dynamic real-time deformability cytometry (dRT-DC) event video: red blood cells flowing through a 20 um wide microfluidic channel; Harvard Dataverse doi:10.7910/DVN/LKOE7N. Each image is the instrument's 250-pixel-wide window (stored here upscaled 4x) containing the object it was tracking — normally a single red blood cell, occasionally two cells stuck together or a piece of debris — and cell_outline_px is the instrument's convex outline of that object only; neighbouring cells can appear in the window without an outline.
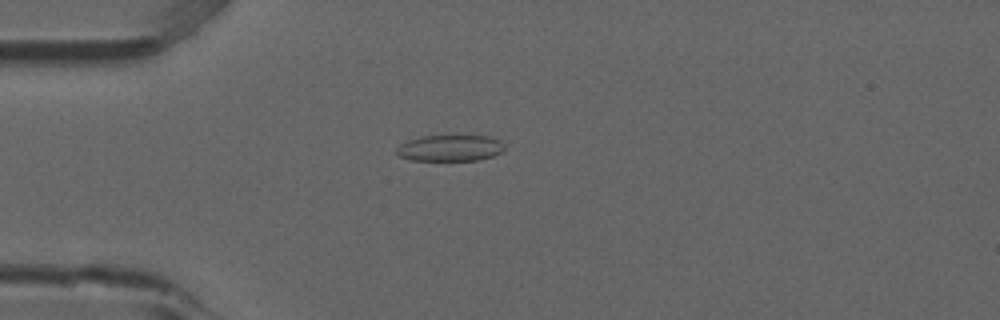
{"species": "common noctule bat (a hibernating species)", "species_latin": "Nyctalus noctula", "temperature_condition": "room temperature", "stored_images_in_passage": 51, "camera_frame_rate_fps": 3000, "um_per_image_px": 0.085, "animal": {"sex": "male", "forearm_length_mm": 52.5}, "frame": {"image": 1, "passage_image": 13, "time_ms": 4.0, "image_size_px": [1000, 320], "cell_outline_px": [[504, 152], [480, 160], [412, 160], [400, 156], [396, 152], [396, 148], [400, 144], [408, 140], [420, 136], [492, 136], [500, 140], [504, 144]], "centroid_in_image_um": [38.29, 12.58], "position_along_channel_um": 46.7, "area_um2": 16.59}}
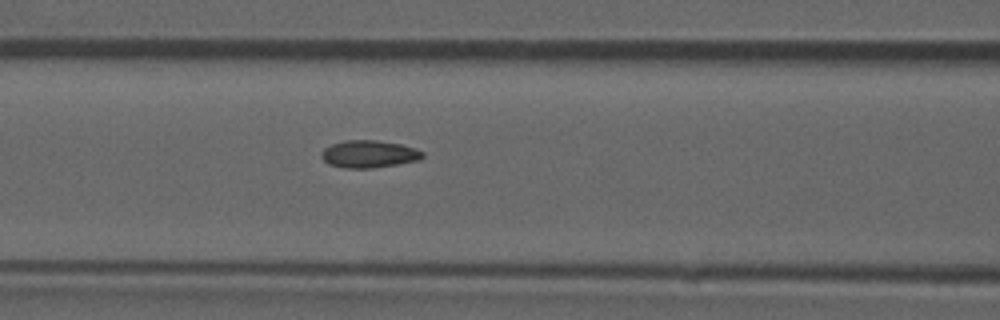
{"frame": {"image": 2, "passage_image": 21, "time_ms": 6.667, "image_size_px": [1000, 320], "cell_outline_px": [[424, 156], [420, 160], [372, 168], [344, 168], [328, 164], [320, 156], [320, 152], [324, 148], [332, 144], [344, 140], [376, 140], [400, 144], [416, 148], [424, 152]], "centroid_in_image_um": [31.35, 13.09], "position_along_channel_um": 135.3, "area_um2": 16.24}}
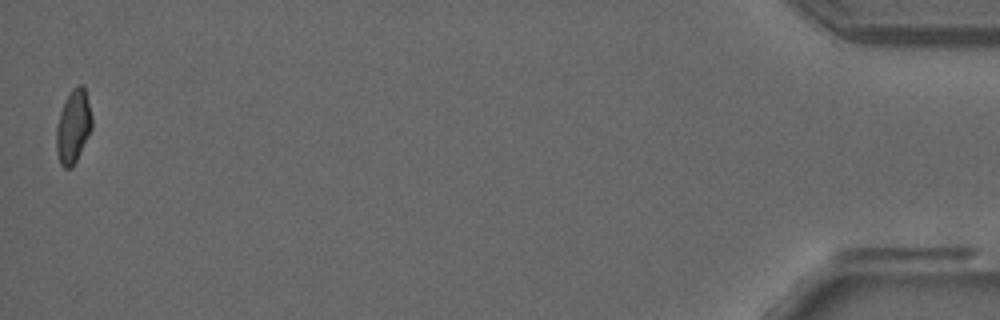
{"frame": {"image": 3, "passage_image": 51, "time_ms": 16.667, "image_size_px": [1000, 320], "cell_outline_px": [[92, 128], [72, 168], [64, 168], [60, 164], [56, 152], [56, 124], [60, 112], [72, 88], [76, 84], [84, 84], [92, 116]], "centroid_in_image_um": [6.22, 10.74], "position_along_channel_um": 429.0, "area_um2": 15.26}, "authors_computed_cell_mechanics": {"area_um2": 15.6638, "velocity_mm_per_s": 3.9035, "shape_relaxation_time_tau1_ms": null, "shape_relaxation_time_tau2_ms": 1.7395, "deformation_change_tau1": null, "deformation_change_tau2": 0.0565}}